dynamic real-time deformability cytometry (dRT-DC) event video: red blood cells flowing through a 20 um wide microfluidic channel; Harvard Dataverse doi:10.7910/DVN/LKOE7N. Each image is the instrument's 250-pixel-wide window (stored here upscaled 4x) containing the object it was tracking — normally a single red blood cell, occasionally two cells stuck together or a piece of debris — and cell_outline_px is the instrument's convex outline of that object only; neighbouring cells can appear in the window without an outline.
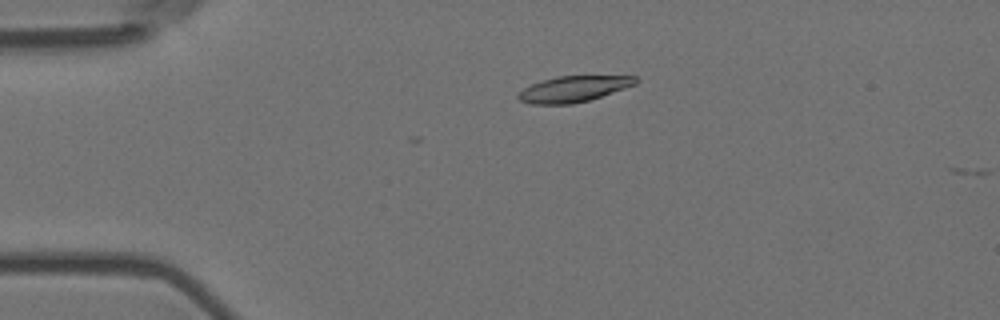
{"species": "Egyptian fruit bat (a non-hibernating species)", "species_latin": "Rousettus aegyptiacus", "temperature_condition": "room temperature", "stored_images_in_passage": 5, "camera_frame_rate_fps": 3000, "um_per_image_px": 0.085, "animal": {"sex": "female"}, "frame": {"image": 1, "passage_image": 3, "time_ms": 0.667, "image_size_px": [1000, 320], "cell_outline_px": [[640, 80], [636, 84], [588, 100], [572, 104], [528, 104], [520, 100], [516, 96], [524, 88], [532, 84], [544, 80], [560, 76], [636, 76]], "centroid_in_image_um": [48.75, 7.56], "position_along_channel_um": 36.3, "area_um2": 17.46}}